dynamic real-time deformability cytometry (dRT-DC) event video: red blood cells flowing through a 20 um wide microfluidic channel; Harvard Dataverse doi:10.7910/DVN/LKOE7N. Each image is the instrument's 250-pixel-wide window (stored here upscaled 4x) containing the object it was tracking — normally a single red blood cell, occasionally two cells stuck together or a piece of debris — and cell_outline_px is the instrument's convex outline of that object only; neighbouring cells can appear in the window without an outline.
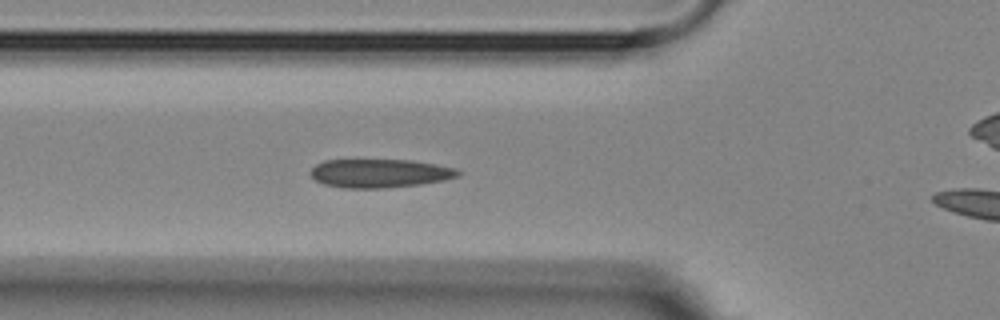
{"species": "Egyptian fruit bat (a non-hibernating species)", "species_latin": "Rousettus aegyptiacus", "temperature_condition": "room temperature", "stored_images_in_passage": 4, "camera_frame_rate_fps": 3000, "um_per_image_px": 0.085, "animal": {"sex": "female"}, "frame": {"image": 1, "passage_image": 3, "time_ms": 2.0, "image_size_px": [1000, 320], "cell_outline_px": [[464, 172], [460, 176], [444, 180], [420, 184], [384, 188], [344, 188], [324, 184], [316, 180], [312, 176], [312, 168], [316, 164], [324, 160], [412, 160], [456, 168]], "centroid_in_image_um": [32.33, 14.73], "position_along_channel_um": 93.5, "area_um2": 24.57}}